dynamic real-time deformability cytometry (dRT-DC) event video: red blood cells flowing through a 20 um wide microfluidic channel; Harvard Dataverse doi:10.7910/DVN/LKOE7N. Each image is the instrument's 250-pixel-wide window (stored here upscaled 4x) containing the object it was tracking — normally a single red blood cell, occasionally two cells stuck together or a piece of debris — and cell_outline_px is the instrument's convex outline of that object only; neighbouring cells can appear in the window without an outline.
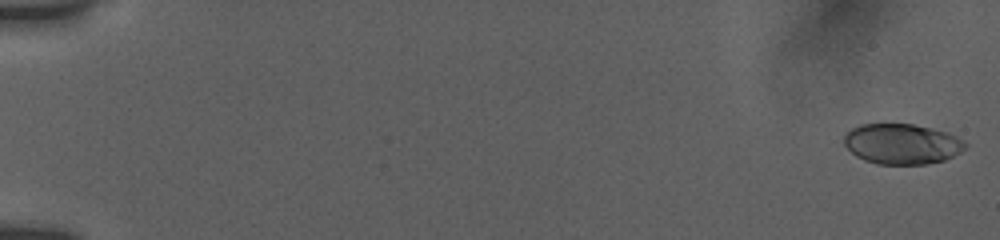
{"species": "human", "species_latin": "Homo sapiens", "temperature_condition": "room temperature", "stored_images_in_passage": 44, "camera_frame_rate_fps": 3000, "um_per_image_px": 0.085, "donor": {"sex": "female"}, "frame": {"image": 1, "passage_image": 1, "time_ms": 0.0, "image_size_px": [1000, 240], "cell_outline_px": [[968, 144], [960, 152], [944, 160], [924, 164], [876, 164], [864, 160], [856, 156], [844, 144], [844, 136], [852, 128], [860, 124], [912, 124], [932, 128], [948, 132], [964, 140]], "centroid_in_image_um": [76.67, 12.23], "position_along_channel_um": 8.3, "area_um2": 28.5}}
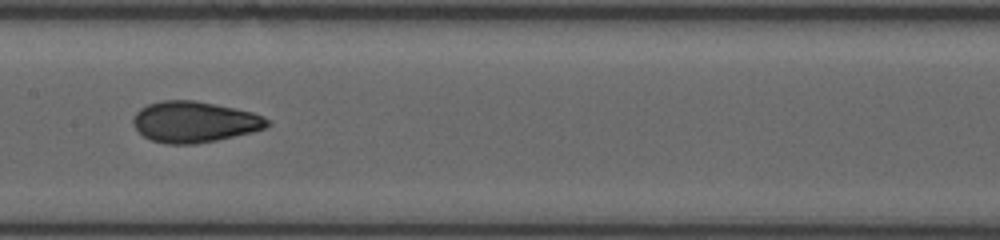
{"frame": {"image": 2, "passage_image": 26, "time_ms": 9.667, "image_size_px": [1000, 240], "cell_outline_px": [[268, 124], [264, 128], [252, 132], [216, 140], [196, 144], [164, 144], [152, 140], [144, 136], [132, 124], [132, 120], [136, 112], [140, 108], [148, 104], [164, 100], [192, 100], [252, 112], [264, 116], [268, 120]], "centroid_in_image_um": [16.49, 10.37], "position_along_channel_um": 190.9, "area_um2": 31.73}}
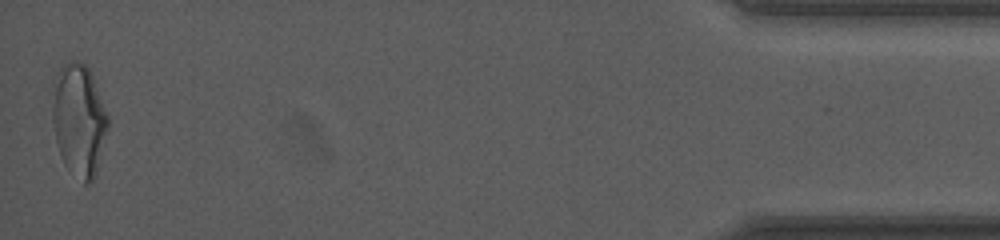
{"frame": {"image": 3, "passage_image": 44, "time_ms": 18.0, "image_size_px": [1000, 240], "cell_outline_px": [[108, 128], [96, 172], [92, 184], [84, 184], [64, 164], [60, 156], [56, 140], [52, 120], [52, 80], [60, 68], [68, 60], [80, 60], [88, 68], [92, 76], [108, 116]], "centroid_in_image_um": [6.68, 10.18], "position_along_channel_um": 428.5, "area_um2": 36.53}, "authors_computed_cell_mechanics": {"area_um2": 30.8363, "velocity_mm_per_s": 3.821, "shape_relaxation_time_tau1_ms": 6.9397, "shape_relaxation_time_tau2_ms": 1.4617, "deformation_change_tau1": 0.1792, "deformation_change_tau2": 0.0601}}